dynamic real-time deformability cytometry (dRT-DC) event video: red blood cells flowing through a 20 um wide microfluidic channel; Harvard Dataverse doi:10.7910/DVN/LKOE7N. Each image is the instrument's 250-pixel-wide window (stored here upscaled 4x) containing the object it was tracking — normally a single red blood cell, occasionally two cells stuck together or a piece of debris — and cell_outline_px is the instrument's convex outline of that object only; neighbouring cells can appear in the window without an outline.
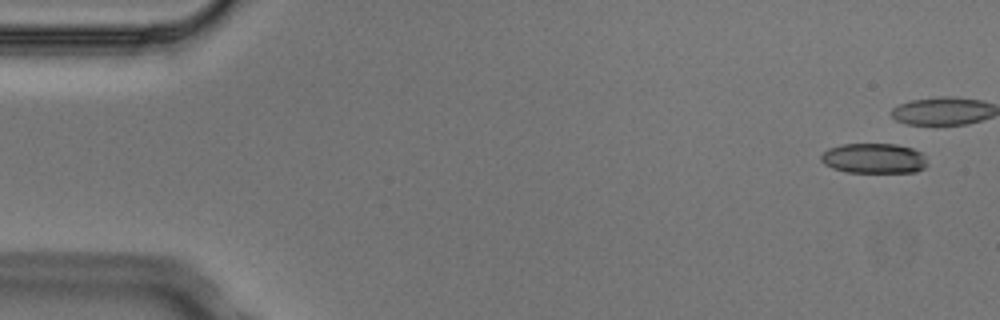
{"species": "Egyptian fruit bat (a non-hibernating species)", "species_latin": "Rousettus aegyptiacus", "temperature_condition": "cold", "stored_images_in_passage": 4, "camera_frame_rate_fps": 3000, "um_per_image_px": 0.085, "animal": {"sex": "male"}, "frame": {"image": 1, "passage_image": 1, "time_ms": 0.0, "image_size_px": [1000, 320], "cell_outline_px": [[928, 164], [924, 168], [916, 172], [848, 172], [832, 168], [824, 164], [820, 160], [820, 156], [828, 148], [844, 144], [896, 144], [912, 148], [920, 152], [924, 156]], "centroid_in_image_um": [74.28, 13.46], "position_along_channel_um": 10.7, "area_um2": 18.67}}